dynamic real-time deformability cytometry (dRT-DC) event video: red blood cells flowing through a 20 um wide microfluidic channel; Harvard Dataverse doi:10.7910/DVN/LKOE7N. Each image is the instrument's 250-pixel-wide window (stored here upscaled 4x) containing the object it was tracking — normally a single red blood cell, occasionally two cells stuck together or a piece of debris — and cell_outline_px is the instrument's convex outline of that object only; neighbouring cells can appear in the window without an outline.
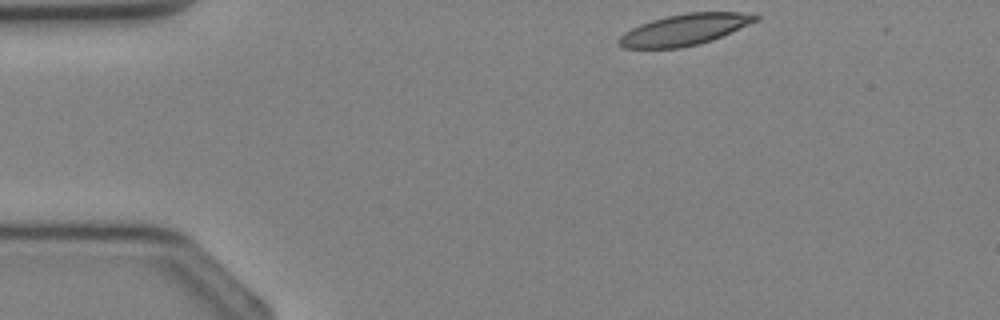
{"species": "Egyptian fruit bat (a non-hibernating species)", "species_latin": "Rousettus aegyptiacus", "temperature_condition": "cold", "stored_images_in_passage": 31, "camera_frame_rate_fps": 3000, "um_per_image_px": 0.085, "animal": {"sex": "female"}, "frame": {"image": 1, "passage_image": 1, "time_ms": 0.0, "image_size_px": [1000, 320], "cell_outline_px": [[760, 16], [756, 20], [748, 24], [712, 40], [680, 48], [624, 48], [616, 44], [616, 40], [624, 32], [640, 24], [652, 20], [668, 16], [688, 12], [756, 12]], "centroid_in_image_um": [58.16, 2.51], "position_along_channel_um": 26.8, "area_um2": 24.74}}
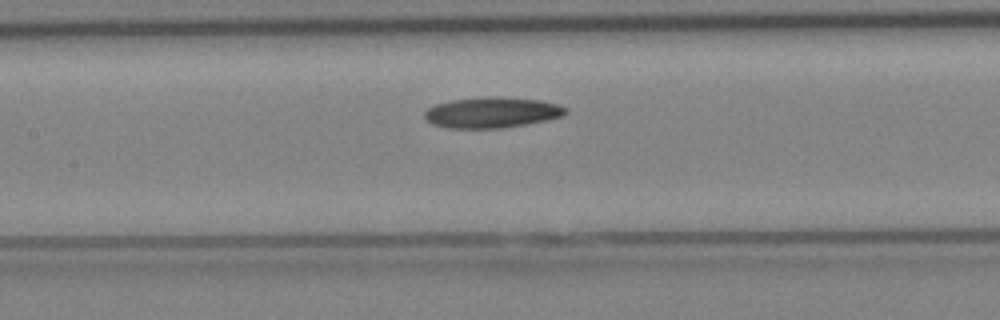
{"frame": {"image": 2, "passage_image": 12, "time_ms": 3.667, "image_size_px": [1000, 320], "cell_outline_px": [[568, 112], [564, 116], [524, 124], [500, 128], [448, 128], [432, 124], [424, 116], [424, 112], [428, 108], [436, 104], [452, 100], [488, 96], [496, 96], [540, 100], [560, 104], [568, 108]], "centroid_in_image_um": [41.84, 9.55], "position_along_channel_um": 165.6, "area_um2": 25.26}}
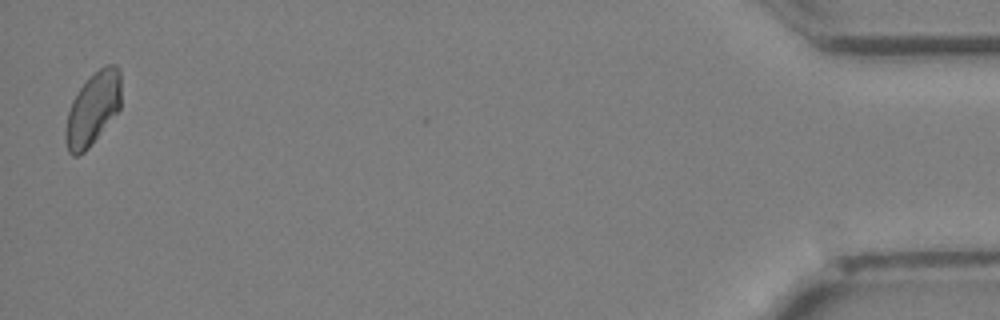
{"frame": {"image": 3, "passage_image": 31, "time_ms": 10.0, "image_size_px": [1000, 320], "cell_outline_px": [[120, 108], [88, 148], [84, 152], [76, 156], [72, 156], [68, 152], [64, 140], [64, 132], [68, 112], [72, 100], [80, 88], [104, 64], [116, 64], [120, 68]], "centroid_in_image_um": [7.87, 9.26], "position_along_channel_um": 427.3, "area_um2": 23.35}}